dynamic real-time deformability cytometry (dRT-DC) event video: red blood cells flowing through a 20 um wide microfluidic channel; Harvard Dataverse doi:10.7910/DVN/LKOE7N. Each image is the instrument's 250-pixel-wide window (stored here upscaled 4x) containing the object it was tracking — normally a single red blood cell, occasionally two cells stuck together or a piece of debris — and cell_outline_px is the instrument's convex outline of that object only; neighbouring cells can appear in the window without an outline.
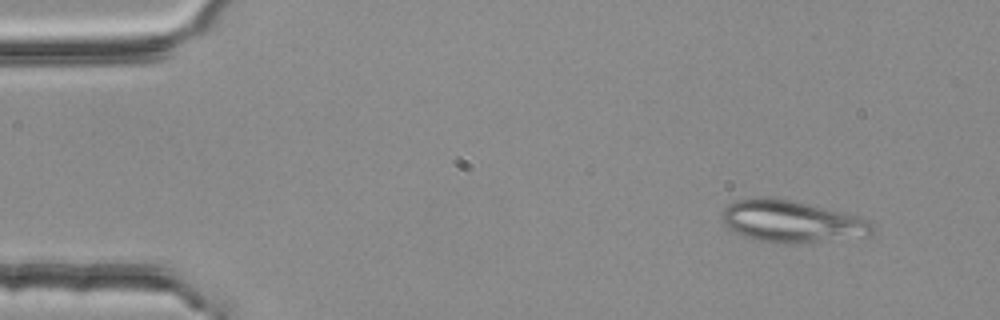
{"species": "common noctule bat (a hibernating species)", "species_latin": "Nyctalus noctula", "temperature_condition": "room temperature", "stored_images_in_passage": 3, "camera_frame_rate_fps": 3000, "um_per_image_px": 0.085, "animal": {"sex": "female", "body_mass_g": 25.1}, "frame": {"image": 1, "passage_image": 1, "time_ms": 0.0, "image_size_px": [1000, 320], "cell_outline_px": [[876, 232], [868, 236], [800, 244], [784, 244], [756, 240], [744, 236], [736, 232], [724, 224], [720, 212], [728, 204], [736, 200], [760, 196], [764, 196], [788, 200], [860, 216], [868, 220], [876, 228]], "centroid_in_image_um": [67.31, 18.84], "position_along_channel_um": 17.7, "area_um2": 37.05}}